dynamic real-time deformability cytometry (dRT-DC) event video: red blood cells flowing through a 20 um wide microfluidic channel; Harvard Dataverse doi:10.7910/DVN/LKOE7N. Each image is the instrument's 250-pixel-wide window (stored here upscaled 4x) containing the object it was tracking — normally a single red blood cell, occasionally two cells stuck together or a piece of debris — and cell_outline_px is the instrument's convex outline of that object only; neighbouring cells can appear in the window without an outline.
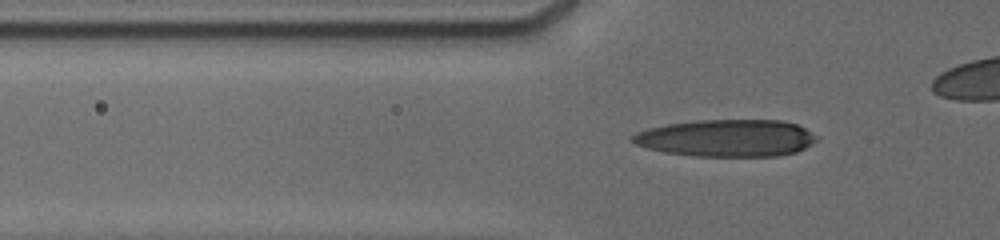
{"species": "human", "species_latin": "Homo sapiens", "temperature_condition": "cold", "stored_images_in_passage": 22, "segment_of_instrument_passage": [1, 2], "camera_frame_rate_fps": 3000, "um_per_image_px": 0.085, "donor": {"sex": "male"}, "frame": {"image": 1, "passage_image": 4, "time_ms": 1.333, "image_size_px": [1000, 240], "cell_outline_px": [[816, 140], [812, 144], [796, 152], [776, 156], [692, 156], [664, 152], [648, 148], [636, 144], [632, 140], [632, 136], [636, 132], [648, 128], [668, 124], [704, 120], [780, 120], [796, 124], [804, 128], [816, 136]], "centroid_in_image_um": [61.76, 11.74], "position_along_channel_um": 64.0, "area_um2": 39.59}}
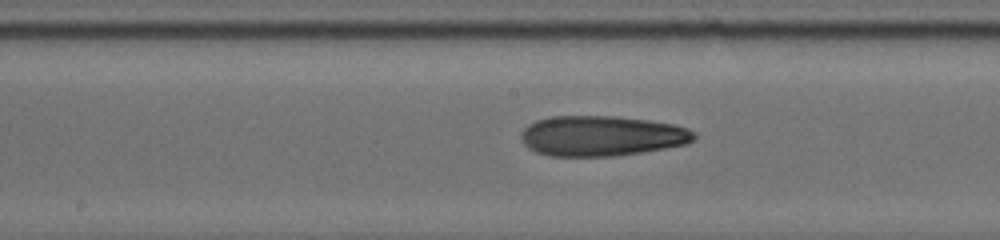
{"frame": {"image": 2, "passage_image": 15, "time_ms": 5.0, "image_size_px": [1000, 240], "cell_outline_px": [[696, 136], [692, 140], [684, 144], [664, 148], [640, 152], [612, 156], [548, 156], [536, 152], [528, 148], [524, 144], [520, 136], [524, 128], [528, 124], [536, 120], [552, 116], [612, 116], [648, 120], [672, 124], [688, 128], [696, 132]], "centroid_in_image_um": [51.1, 11.55], "position_along_channel_um": 197.1, "area_um2": 40.52}}
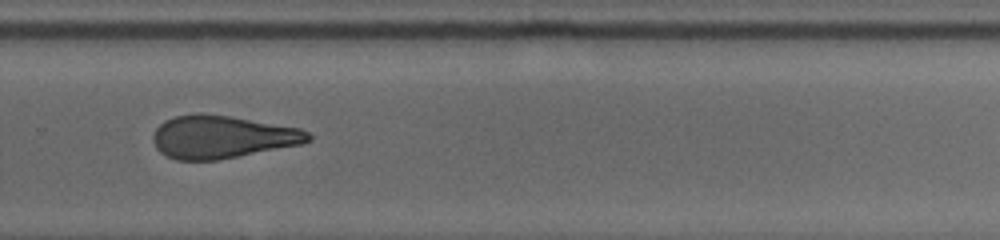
{"frame": {"image": 3, "passage_image": 20, "time_ms": 8.0, "image_size_px": [1000, 240], "cell_outline_px": [[312, 140], [304, 144], [240, 156], [216, 160], [176, 160], [160, 152], [156, 148], [152, 140], [152, 136], [156, 128], [164, 120], [176, 116], [228, 116], [300, 128], [308, 132], [312, 136]], "centroid_in_image_um": [18.91, 11.68], "position_along_channel_um": 310.9, "area_um2": 38.09}}